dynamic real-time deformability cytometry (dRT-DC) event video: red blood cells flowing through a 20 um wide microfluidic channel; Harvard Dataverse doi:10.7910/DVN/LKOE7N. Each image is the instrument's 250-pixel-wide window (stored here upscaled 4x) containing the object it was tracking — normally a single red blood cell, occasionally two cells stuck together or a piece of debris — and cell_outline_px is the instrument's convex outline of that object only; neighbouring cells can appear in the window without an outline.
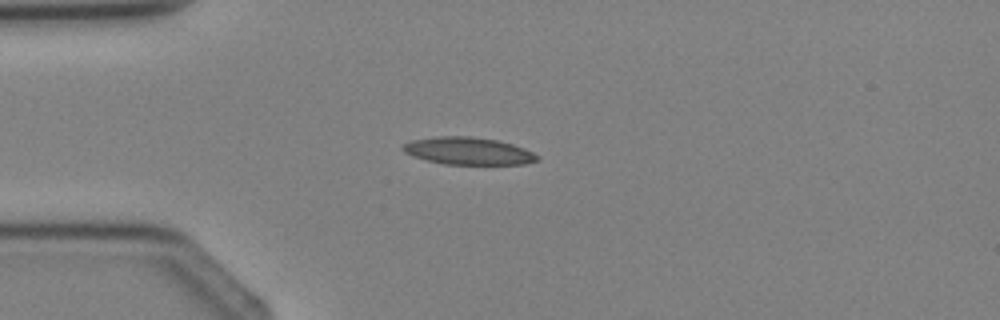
{"species": "Egyptian fruit bat (a non-hibernating species)", "species_latin": "Rousettus aegyptiacus", "temperature_condition": "cold", "stored_images_in_passage": 1, "camera_frame_rate_fps": 3000, "um_per_image_px": 0.085, "animal": {"sex": "female"}, "frame": {"image": 1, "passage_image": 1, "time_ms": 0.0, "image_size_px": [1000, 320], "cell_outline_px": [[540, 160], [524, 164], [444, 164], [428, 160], [404, 152], [400, 148], [404, 144], [412, 140], [440, 136], [472, 136], [496, 140], [512, 144], [524, 148], [540, 156]], "centroid_in_image_um": [39.84, 12.83], "position_along_channel_um": 45.2, "area_um2": 21.27}}